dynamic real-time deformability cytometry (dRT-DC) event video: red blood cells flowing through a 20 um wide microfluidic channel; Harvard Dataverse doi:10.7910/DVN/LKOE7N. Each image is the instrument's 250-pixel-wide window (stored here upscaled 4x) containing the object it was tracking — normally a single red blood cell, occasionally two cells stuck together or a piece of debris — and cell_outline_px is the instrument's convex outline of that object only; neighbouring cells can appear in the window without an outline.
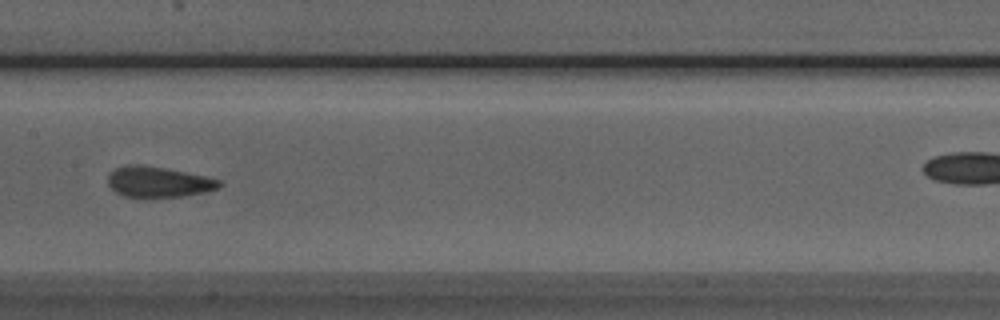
{"species": "Egyptian fruit bat (a non-hibernating species)", "species_latin": "Rousettus aegyptiacus", "temperature_condition": "room temperature", "stored_images_in_passage": 8, "segment_of_instrument_passage": [1, 2], "camera_frame_rate_fps": 3000, "um_per_image_px": 0.085, "animal": {"sex": "male"}, "frame": {"image": 1, "passage_image": 6, "time_ms": 6.667, "image_size_px": [1000, 320], "cell_outline_px": [[224, 184], [220, 188], [204, 192], [184, 196], [144, 200], [124, 196], [116, 192], [108, 184], [108, 176], [116, 168], [128, 164], [140, 164], [164, 168], [204, 176], [220, 180]], "centroid_in_image_um": [13.46, 15.51], "position_along_channel_um": 193.9, "area_um2": 20.4}}
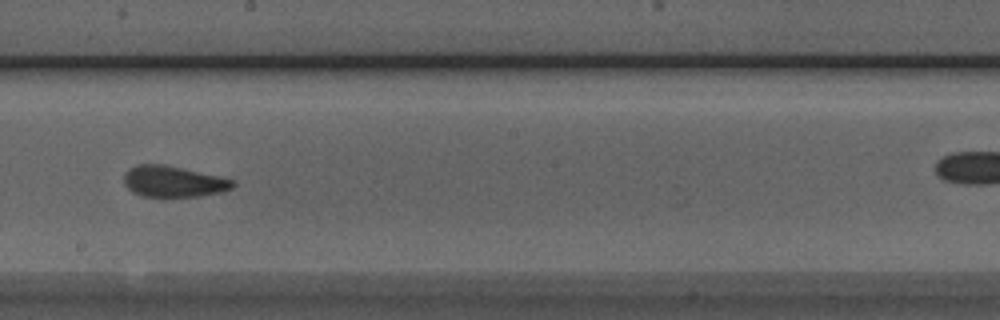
{"frame": {"image": 2, "passage_image": 7, "time_ms": 7.667, "image_size_px": [1000, 320], "cell_outline_px": [[236, 184], [232, 188], [224, 192], [200, 196], [140, 196], [132, 192], [124, 184], [124, 172], [140, 164], [164, 164], [220, 176], [236, 180]], "centroid_in_image_um": [14.78, 15.43], "position_along_channel_um": 233.4, "area_um2": 19.83}}